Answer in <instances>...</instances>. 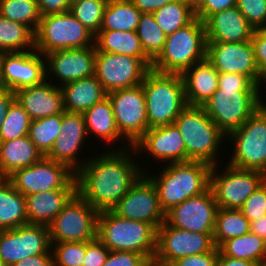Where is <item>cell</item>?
<instances>
[{
	"label": "cell",
	"mask_w": 266,
	"mask_h": 266,
	"mask_svg": "<svg viewBox=\"0 0 266 266\" xmlns=\"http://www.w3.org/2000/svg\"><path fill=\"white\" fill-rule=\"evenodd\" d=\"M157 24L166 35L185 27L195 18V6L188 0H174L153 13Z\"/></svg>",
	"instance_id": "36"
},
{
	"label": "cell",
	"mask_w": 266,
	"mask_h": 266,
	"mask_svg": "<svg viewBox=\"0 0 266 266\" xmlns=\"http://www.w3.org/2000/svg\"><path fill=\"white\" fill-rule=\"evenodd\" d=\"M15 92L10 89L0 91V129L3 124V119L8 113L10 105L15 101Z\"/></svg>",
	"instance_id": "55"
},
{
	"label": "cell",
	"mask_w": 266,
	"mask_h": 266,
	"mask_svg": "<svg viewBox=\"0 0 266 266\" xmlns=\"http://www.w3.org/2000/svg\"><path fill=\"white\" fill-rule=\"evenodd\" d=\"M188 1H190L195 6L199 0H188Z\"/></svg>",
	"instance_id": "60"
},
{
	"label": "cell",
	"mask_w": 266,
	"mask_h": 266,
	"mask_svg": "<svg viewBox=\"0 0 266 266\" xmlns=\"http://www.w3.org/2000/svg\"><path fill=\"white\" fill-rule=\"evenodd\" d=\"M236 7L255 30L266 28V0H237Z\"/></svg>",
	"instance_id": "44"
},
{
	"label": "cell",
	"mask_w": 266,
	"mask_h": 266,
	"mask_svg": "<svg viewBox=\"0 0 266 266\" xmlns=\"http://www.w3.org/2000/svg\"><path fill=\"white\" fill-rule=\"evenodd\" d=\"M4 178L0 175V182L3 180Z\"/></svg>",
	"instance_id": "65"
},
{
	"label": "cell",
	"mask_w": 266,
	"mask_h": 266,
	"mask_svg": "<svg viewBox=\"0 0 266 266\" xmlns=\"http://www.w3.org/2000/svg\"><path fill=\"white\" fill-rule=\"evenodd\" d=\"M60 130V135L56 137L54 145L46 157L67 165L76 173L90 157V155L85 157V160L77 157L80 150L83 151L82 147H85L83 145L85 140H89L83 113L64 111L61 114Z\"/></svg>",
	"instance_id": "21"
},
{
	"label": "cell",
	"mask_w": 266,
	"mask_h": 266,
	"mask_svg": "<svg viewBox=\"0 0 266 266\" xmlns=\"http://www.w3.org/2000/svg\"><path fill=\"white\" fill-rule=\"evenodd\" d=\"M98 213L76 193L48 226L50 242H89L95 239Z\"/></svg>",
	"instance_id": "13"
},
{
	"label": "cell",
	"mask_w": 266,
	"mask_h": 266,
	"mask_svg": "<svg viewBox=\"0 0 266 266\" xmlns=\"http://www.w3.org/2000/svg\"><path fill=\"white\" fill-rule=\"evenodd\" d=\"M266 83V77L264 78V82H263V85ZM264 105H266V101L265 103H263Z\"/></svg>",
	"instance_id": "64"
},
{
	"label": "cell",
	"mask_w": 266,
	"mask_h": 266,
	"mask_svg": "<svg viewBox=\"0 0 266 266\" xmlns=\"http://www.w3.org/2000/svg\"><path fill=\"white\" fill-rule=\"evenodd\" d=\"M141 14L132 0H109L100 30L136 31Z\"/></svg>",
	"instance_id": "33"
},
{
	"label": "cell",
	"mask_w": 266,
	"mask_h": 266,
	"mask_svg": "<svg viewBox=\"0 0 266 266\" xmlns=\"http://www.w3.org/2000/svg\"><path fill=\"white\" fill-rule=\"evenodd\" d=\"M218 206L211 188L186 199L166 213L165 221L175 228L199 233H214Z\"/></svg>",
	"instance_id": "20"
},
{
	"label": "cell",
	"mask_w": 266,
	"mask_h": 266,
	"mask_svg": "<svg viewBox=\"0 0 266 266\" xmlns=\"http://www.w3.org/2000/svg\"><path fill=\"white\" fill-rule=\"evenodd\" d=\"M112 211L124 219L150 223L156 229L166 218L157 189L145 174L128 190Z\"/></svg>",
	"instance_id": "17"
},
{
	"label": "cell",
	"mask_w": 266,
	"mask_h": 266,
	"mask_svg": "<svg viewBox=\"0 0 266 266\" xmlns=\"http://www.w3.org/2000/svg\"><path fill=\"white\" fill-rule=\"evenodd\" d=\"M256 266H266V261L265 262H261V263H257Z\"/></svg>",
	"instance_id": "61"
},
{
	"label": "cell",
	"mask_w": 266,
	"mask_h": 266,
	"mask_svg": "<svg viewBox=\"0 0 266 266\" xmlns=\"http://www.w3.org/2000/svg\"><path fill=\"white\" fill-rule=\"evenodd\" d=\"M60 129L61 114L40 118L31 121L28 137L38 151L46 157L50 153L56 137L60 135Z\"/></svg>",
	"instance_id": "39"
},
{
	"label": "cell",
	"mask_w": 266,
	"mask_h": 266,
	"mask_svg": "<svg viewBox=\"0 0 266 266\" xmlns=\"http://www.w3.org/2000/svg\"><path fill=\"white\" fill-rule=\"evenodd\" d=\"M250 232L266 241V215L250 222Z\"/></svg>",
	"instance_id": "57"
},
{
	"label": "cell",
	"mask_w": 266,
	"mask_h": 266,
	"mask_svg": "<svg viewBox=\"0 0 266 266\" xmlns=\"http://www.w3.org/2000/svg\"><path fill=\"white\" fill-rule=\"evenodd\" d=\"M109 0H82L70 6V13L96 35Z\"/></svg>",
	"instance_id": "42"
},
{
	"label": "cell",
	"mask_w": 266,
	"mask_h": 266,
	"mask_svg": "<svg viewBox=\"0 0 266 266\" xmlns=\"http://www.w3.org/2000/svg\"><path fill=\"white\" fill-rule=\"evenodd\" d=\"M110 99L117 129L126 139L115 150L132 147L148 130V118L142 84L107 94ZM127 144V145H126Z\"/></svg>",
	"instance_id": "12"
},
{
	"label": "cell",
	"mask_w": 266,
	"mask_h": 266,
	"mask_svg": "<svg viewBox=\"0 0 266 266\" xmlns=\"http://www.w3.org/2000/svg\"><path fill=\"white\" fill-rule=\"evenodd\" d=\"M218 252L213 233L191 232L170 226L166 221L157 229L156 252L152 262L170 266L189 255Z\"/></svg>",
	"instance_id": "14"
},
{
	"label": "cell",
	"mask_w": 266,
	"mask_h": 266,
	"mask_svg": "<svg viewBox=\"0 0 266 266\" xmlns=\"http://www.w3.org/2000/svg\"><path fill=\"white\" fill-rule=\"evenodd\" d=\"M0 266H6V264L0 259Z\"/></svg>",
	"instance_id": "63"
},
{
	"label": "cell",
	"mask_w": 266,
	"mask_h": 266,
	"mask_svg": "<svg viewBox=\"0 0 266 266\" xmlns=\"http://www.w3.org/2000/svg\"><path fill=\"white\" fill-rule=\"evenodd\" d=\"M135 7L141 13H151L153 14L155 11L167 5L168 3L173 2L174 0H132Z\"/></svg>",
	"instance_id": "54"
},
{
	"label": "cell",
	"mask_w": 266,
	"mask_h": 266,
	"mask_svg": "<svg viewBox=\"0 0 266 266\" xmlns=\"http://www.w3.org/2000/svg\"><path fill=\"white\" fill-rule=\"evenodd\" d=\"M218 252L189 255L174 261L170 266H217Z\"/></svg>",
	"instance_id": "51"
},
{
	"label": "cell",
	"mask_w": 266,
	"mask_h": 266,
	"mask_svg": "<svg viewBox=\"0 0 266 266\" xmlns=\"http://www.w3.org/2000/svg\"><path fill=\"white\" fill-rule=\"evenodd\" d=\"M31 119L17 100H15L3 119L0 141H10L28 135Z\"/></svg>",
	"instance_id": "41"
},
{
	"label": "cell",
	"mask_w": 266,
	"mask_h": 266,
	"mask_svg": "<svg viewBox=\"0 0 266 266\" xmlns=\"http://www.w3.org/2000/svg\"><path fill=\"white\" fill-rule=\"evenodd\" d=\"M35 49V33L24 24L0 15V53L26 52Z\"/></svg>",
	"instance_id": "34"
},
{
	"label": "cell",
	"mask_w": 266,
	"mask_h": 266,
	"mask_svg": "<svg viewBox=\"0 0 266 266\" xmlns=\"http://www.w3.org/2000/svg\"><path fill=\"white\" fill-rule=\"evenodd\" d=\"M174 124L184 140L186 162L203 161L212 166L218 165L220 160L217 156L226 135L206 114L202 106L187 105Z\"/></svg>",
	"instance_id": "4"
},
{
	"label": "cell",
	"mask_w": 266,
	"mask_h": 266,
	"mask_svg": "<svg viewBox=\"0 0 266 266\" xmlns=\"http://www.w3.org/2000/svg\"><path fill=\"white\" fill-rule=\"evenodd\" d=\"M6 179L25 197L55 189H77L76 173L44 156L35 164L15 170Z\"/></svg>",
	"instance_id": "11"
},
{
	"label": "cell",
	"mask_w": 266,
	"mask_h": 266,
	"mask_svg": "<svg viewBox=\"0 0 266 266\" xmlns=\"http://www.w3.org/2000/svg\"><path fill=\"white\" fill-rule=\"evenodd\" d=\"M149 266H162V265H158V264H156L154 262H151Z\"/></svg>",
	"instance_id": "62"
},
{
	"label": "cell",
	"mask_w": 266,
	"mask_h": 266,
	"mask_svg": "<svg viewBox=\"0 0 266 266\" xmlns=\"http://www.w3.org/2000/svg\"><path fill=\"white\" fill-rule=\"evenodd\" d=\"M110 150L90 156L76 172L77 193L98 212L112 210L146 171L133 147Z\"/></svg>",
	"instance_id": "1"
},
{
	"label": "cell",
	"mask_w": 266,
	"mask_h": 266,
	"mask_svg": "<svg viewBox=\"0 0 266 266\" xmlns=\"http://www.w3.org/2000/svg\"><path fill=\"white\" fill-rule=\"evenodd\" d=\"M0 15L28 26L34 33L41 20L37 0H0Z\"/></svg>",
	"instance_id": "40"
},
{
	"label": "cell",
	"mask_w": 266,
	"mask_h": 266,
	"mask_svg": "<svg viewBox=\"0 0 266 266\" xmlns=\"http://www.w3.org/2000/svg\"><path fill=\"white\" fill-rule=\"evenodd\" d=\"M95 45V35L70 11L41 16L35 31V50L45 55L61 49Z\"/></svg>",
	"instance_id": "9"
},
{
	"label": "cell",
	"mask_w": 266,
	"mask_h": 266,
	"mask_svg": "<svg viewBox=\"0 0 266 266\" xmlns=\"http://www.w3.org/2000/svg\"><path fill=\"white\" fill-rule=\"evenodd\" d=\"M218 88L230 89H262L247 76L237 73H219Z\"/></svg>",
	"instance_id": "50"
},
{
	"label": "cell",
	"mask_w": 266,
	"mask_h": 266,
	"mask_svg": "<svg viewBox=\"0 0 266 266\" xmlns=\"http://www.w3.org/2000/svg\"><path fill=\"white\" fill-rule=\"evenodd\" d=\"M5 87L15 92L41 84L46 79L45 57L38 51L0 53Z\"/></svg>",
	"instance_id": "22"
},
{
	"label": "cell",
	"mask_w": 266,
	"mask_h": 266,
	"mask_svg": "<svg viewBox=\"0 0 266 266\" xmlns=\"http://www.w3.org/2000/svg\"><path fill=\"white\" fill-rule=\"evenodd\" d=\"M225 166L221 173L219 164L212 166L210 188L218 208L237 210L262 185L266 175L257 170L241 169L228 163Z\"/></svg>",
	"instance_id": "10"
},
{
	"label": "cell",
	"mask_w": 266,
	"mask_h": 266,
	"mask_svg": "<svg viewBox=\"0 0 266 266\" xmlns=\"http://www.w3.org/2000/svg\"><path fill=\"white\" fill-rule=\"evenodd\" d=\"M51 250L49 227L25 224L10 230L0 231V259L6 266L31 256Z\"/></svg>",
	"instance_id": "16"
},
{
	"label": "cell",
	"mask_w": 266,
	"mask_h": 266,
	"mask_svg": "<svg viewBox=\"0 0 266 266\" xmlns=\"http://www.w3.org/2000/svg\"><path fill=\"white\" fill-rule=\"evenodd\" d=\"M252 222L266 215V180L239 209Z\"/></svg>",
	"instance_id": "45"
},
{
	"label": "cell",
	"mask_w": 266,
	"mask_h": 266,
	"mask_svg": "<svg viewBox=\"0 0 266 266\" xmlns=\"http://www.w3.org/2000/svg\"><path fill=\"white\" fill-rule=\"evenodd\" d=\"M12 266H53V255L50 250L48 253L27 257L16 262Z\"/></svg>",
	"instance_id": "53"
},
{
	"label": "cell",
	"mask_w": 266,
	"mask_h": 266,
	"mask_svg": "<svg viewBox=\"0 0 266 266\" xmlns=\"http://www.w3.org/2000/svg\"><path fill=\"white\" fill-rule=\"evenodd\" d=\"M160 174H144L155 185L165 214L186 199L201 195L210 188L212 165L203 161L166 164Z\"/></svg>",
	"instance_id": "2"
},
{
	"label": "cell",
	"mask_w": 266,
	"mask_h": 266,
	"mask_svg": "<svg viewBox=\"0 0 266 266\" xmlns=\"http://www.w3.org/2000/svg\"><path fill=\"white\" fill-rule=\"evenodd\" d=\"M237 0H199L195 5V16L204 22L216 12L235 7Z\"/></svg>",
	"instance_id": "47"
},
{
	"label": "cell",
	"mask_w": 266,
	"mask_h": 266,
	"mask_svg": "<svg viewBox=\"0 0 266 266\" xmlns=\"http://www.w3.org/2000/svg\"><path fill=\"white\" fill-rule=\"evenodd\" d=\"M204 25L207 42L250 41L255 30L236 6L214 13Z\"/></svg>",
	"instance_id": "25"
},
{
	"label": "cell",
	"mask_w": 266,
	"mask_h": 266,
	"mask_svg": "<svg viewBox=\"0 0 266 266\" xmlns=\"http://www.w3.org/2000/svg\"><path fill=\"white\" fill-rule=\"evenodd\" d=\"M27 224L26 197L4 178L0 182V231Z\"/></svg>",
	"instance_id": "32"
},
{
	"label": "cell",
	"mask_w": 266,
	"mask_h": 266,
	"mask_svg": "<svg viewBox=\"0 0 266 266\" xmlns=\"http://www.w3.org/2000/svg\"><path fill=\"white\" fill-rule=\"evenodd\" d=\"M218 250L226 257L255 263L266 261V241L251 232L225 241Z\"/></svg>",
	"instance_id": "35"
},
{
	"label": "cell",
	"mask_w": 266,
	"mask_h": 266,
	"mask_svg": "<svg viewBox=\"0 0 266 266\" xmlns=\"http://www.w3.org/2000/svg\"><path fill=\"white\" fill-rule=\"evenodd\" d=\"M219 72L207 60L195 63L181 74L187 105L202 106L218 89Z\"/></svg>",
	"instance_id": "26"
},
{
	"label": "cell",
	"mask_w": 266,
	"mask_h": 266,
	"mask_svg": "<svg viewBox=\"0 0 266 266\" xmlns=\"http://www.w3.org/2000/svg\"><path fill=\"white\" fill-rule=\"evenodd\" d=\"M109 253L110 250L96 237L86 242V253L83 266H102Z\"/></svg>",
	"instance_id": "48"
},
{
	"label": "cell",
	"mask_w": 266,
	"mask_h": 266,
	"mask_svg": "<svg viewBox=\"0 0 266 266\" xmlns=\"http://www.w3.org/2000/svg\"><path fill=\"white\" fill-rule=\"evenodd\" d=\"M151 68L139 57L96 49L95 76L106 93L142 84Z\"/></svg>",
	"instance_id": "15"
},
{
	"label": "cell",
	"mask_w": 266,
	"mask_h": 266,
	"mask_svg": "<svg viewBox=\"0 0 266 266\" xmlns=\"http://www.w3.org/2000/svg\"><path fill=\"white\" fill-rule=\"evenodd\" d=\"M83 115L88 136H93L94 134L103 143H110V145L111 143L115 144L114 141L125 140L117 129L112 105L108 96L86 110Z\"/></svg>",
	"instance_id": "31"
},
{
	"label": "cell",
	"mask_w": 266,
	"mask_h": 266,
	"mask_svg": "<svg viewBox=\"0 0 266 266\" xmlns=\"http://www.w3.org/2000/svg\"><path fill=\"white\" fill-rule=\"evenodd\" d=\"M6 89L4 83H3V79H2V71H1V62H0V91Z\"/></svg>",
	"instance_id": "58"
},
{
	"label": "cell",
	"mask_w": 266,
	"mask_h": 266,
	"mask_svg": "<svg viewBox=\"0 0 266 266\" xmlns=\"http://www.w3.org/2000/svg\"><path fill=\"white\" fill-rule=\"evenodd\" d=\"M77 189H55L26 196L27 224L49 226Z\"/></svg>",
	"instance_id": "27"
},
{
	"label": "cell",
	"mask_w": 266,
	"mask_h": 266,
	"mask_svg": "<svg viewBox=\"0 0 266 266\" xmlns=\"http://www.w3.org/2000/svg\"><path fill=\"white\" fill-rule=\"evenodd\" d=\"M136 32L144 54L153 62L163 51L167 35L151 13L141 14Z\"/></svg>",
	"instance_id": "38"
},
{
	"label": "cell",
	"mask_w": 266,
	"mask_h": 266,
	"mask_svg": "<svg viewBox=\"0 0 266 266\" xmlns=\"http://www.w3.org/2000/svg\"><path fill=\"white\" fill-rule=\"evenodd\" d=\"M60 88L67 112L84 113L107 97L106 91L95 75L66 83Z\"/></svg>",
	"instance_id": "28"
},
{
	"label": "cell",
	"mask_w": 266,
	"mask_h": 266,
	"mask_svg": "<svg viewBox=\"0 0 266 266\" xmlns=\"http://www.w3.org/2000/svg\"><path fill=\"white\" fill-rule=\"evenodd\" d=\"M207 60L219 73H237L247 76L254 84L261 85L251 40L245 42H207Z\"/></svg>",
	"instance_id": "18"
},
{
	"label": "cell",
	"mask_w": 266,
	"mask_h": 266,
	"mask_svg": "<svg viewBox=\"0 0 266 266\" xmlns=\"http://www.w3.org/2000/svg\"><path fill=\"white\" fill-rule=\"evenodd\" d=\"M249 232L250 222L239 209L218 208L213 233V240L217 248L225 241Z\"/></svg>",
	"instance_id": "37"
},
{
	"label": "cell",
	"mask_w": 266,
	"mask_h": 266,
	"mask_svg": "<svg viewBox=\"0 0 266 266\" xmlns=\"http://www.w3.org/2000/svg\"><path fill=\"white\" fill-rule=\"evenodd\" d=\"M150 261L142 254L131 251H110L102 266H149Z\"/></svg>",
	"instance_id": "46"
},
{
	"label": "cell",
	"mask_w": 266,
	"mask_h": 266,
	"mask_svg": "<svg viewBox=\"0 0 266 266\" xmlns=\"http://www.w3.org/2000/svg\"><path fill=\"white\" fill-rule=\"evenodd\" d=\"M132 147L141 158L147 154L164 164L186 162L184 140L175 124L149 128Z\"/></svg>",
	"instance_id": "23"
},
{
	"label": "cell",
	"mask_w": 266,
	"mask_h": 266,
	"mask_svg": "<svg viewBox=\"0 0 266 266\" xmlns=\"http://www.w3.org/2000/svg\"><path fill=\"white\" fill-rule=\"evenodd\" d=\"M95 47L100 52L123 54L141 58L150 68L152 61L144 54L136 31L99 30Z\"/></svg>",
	"instance_id": "30"
},
{
	"label": "cell",
	"mask_w": 266,
	"mask_h": 266,
	"mask_svg": "<svg viewBox=\"0 0 266 266\" xmlns=\"http://www.w3.org/2000/svg\"><path fill=\"white\" fill-rule=\"evenodd\" d=\"M230 139L231 166L257 170L266 175V105L259 107L241 127L226 136Z\"/></svg>",
	"instance_id": "8"
},
{
	"label": "cell",
	"mask_w": 266,
	"mask_h": 266,
	"mask_svg": "<svg viewBox=\"0 0 266 266\" xmlns=\"http://www.w3.org/2000/svg\"><path fill=\"white\" fill-rule=\"evenodd\" d=\"M42 157L28 135L10 141H0V175L7 178L15 170L35 164Z\"/></svg>",
	"instance_id": "29"
},
{
	"label": "cell",
	"mask_w": 266,
	"mask_h": 266,
	"mask_svg": "<svg viewBox=\"0 0 266 266\" xmlns=\"http://www.w3.org/2000/svg\"><path fill=\"white\" fill-rule=\"evenodd\" d=\"M251 42L254 48L255 61L259 74L266 77V28L256 29Z\"/></svg>",
	"instance_id": "49"
},
{
	"label": "cell",
	"mask_w": 266,
	"mask_h": 266,
	"mask_svg": "<svg viewBox=\"0 0 266 266\" xmlns=\"http://www.w3.org/2000/svg\"><path fill=\"white\" fill-rule=\"evenodd\" d=\"M256 265L257 263L248 260L226 257L218 250L217 266H256Z\"/></svg>",
	"instance_id": "56"
},
{
	"label": "cell",
	"mask_w": 266,
	"mask_h": 266,
	"mask_svg": "<svg viewBox=\"0 0 266 266\" xmlns=\"http://www.w3.org/2000/svg\"><path fill=\"white\" fill-rule=\"evenodd\" d=\"M205 25L199 18L167 35L163 51L151 69L161 73L182 74L195 63L206 59Z\"/></svg>",
	"instance_id": "6"
},
{
	"label": "cell",
	"mask_w": 266,
	"mask_h": 266,
	"mask_svg": "<svg viewBox=\"0 0 266 266\" xmlns=\"http://www.w3.org/2000/svg\"><path fill=\"white\" fill-rule=\"evenodd\" d=\"M53 266H83L86 242L51 243Z\"/></svg>",
	"instance_id": "43"
},
{
	"label": "cell",
	"mask_w": 266,
	"mask_h": 266,
	"mask_svg": "<svg viewBox=\"0 0 266 266\" xmlns=\"http://www.w3.org/2000/svg\"><path fill=\"white\" fill-rule=\"evenodd\" d=\"M97 238L110 251H131L144 255L150 262L154 259L157 229L150 223L121 218L112 210L100 211Z\"/></svg>",
	"instance_id": "3"
},
{
	"label": "cell",
	"mask_w": 266,
	"mask_h": 266,
	"mask_svg": "<svg viewBox=\"0 0 266 266\" xmlns=\"http://www.w3.org/2000/svg\"><path fill=\"white\" fill-rule=\"evenodd\" d=\"M15 99L31 120L62 114L65 111L61 88L50 80L15 91Z\"/></svg>",
	"instance_id": "24"
},
{
	"label": "cell",
	"mask_w": 266,
	"mask_h": 266,
	"mask_svg": "<svg viewBox=\"0 0 266 266\" xmlns=\"http://www.w3.org/2000/svg\"><path fill=\"white\" fill-rule=\"evenodd\" d=\"M46 80L66 83L95 75V45L77 49H61L44 55ZM51 76V78H49ZM57 78V79H52ZM53 80V81H52ZM60 82V84H59Z\"/></svg>",
	"instance_id": "19"
},
{
	"label": "cell",
	"mask_w": 266,
	"mask_h": 266,
	"mask_svg": "<svg viewBox=\"0 0 266 266\" xmlns=\"http://www.w3.org/2000/svg\"><path fill=\"white\" fill-rule=\"evenodd\" d=\"M79 1H82V0H69V4H70V6H71V5H73L74 3L79 2Z\"/></svg>",
	"instance_id": "59"
},
{
	"label": "cell",
	"mask_w": 266,
	"mask_h": 266,
	"mask_svg": "<svg viewBox=\"0 0 266 266\" xmlns=\"http://www.w3.org/2000/svg\"><path fill=\"white\" fill-rule=\"evenodd\" d=\"M37 5L41 16L70 10L69 0H37Z\"/></svg>",
	"instance_id": "52"
},
{
	"label": "cell",
	"mask_w": 266,
	"mask_h": 266,
	"mask_svg": "<svg viewBox=\"0 0 266 266\" xmlns=\"http://www.w3.org/2000/svg\"><path fill=\"white\" fill-rule=\"evenodd\" d=\"M148 118V129L174 124L187 106L180 74L150 69L142 82Z\"/></svg>",
	"instance_id": "5"
},
{
	"label": "cell",
	"mask_w": 266,
	"mask_h": 266,
	"mask_svg": "<svg viewBox=\"0 0 266 266\" xmlns=\"http://www.w3.org/2000/svg\"><path fill=\"white\" fill-rule=\"evenodd\" d=\"M263 89L218 88L202 105L206 114L227 136L238 129L264 103ZM261 93V94H260Z\"/></svg>",
	"instance_id": "7"
}]
</instances>
